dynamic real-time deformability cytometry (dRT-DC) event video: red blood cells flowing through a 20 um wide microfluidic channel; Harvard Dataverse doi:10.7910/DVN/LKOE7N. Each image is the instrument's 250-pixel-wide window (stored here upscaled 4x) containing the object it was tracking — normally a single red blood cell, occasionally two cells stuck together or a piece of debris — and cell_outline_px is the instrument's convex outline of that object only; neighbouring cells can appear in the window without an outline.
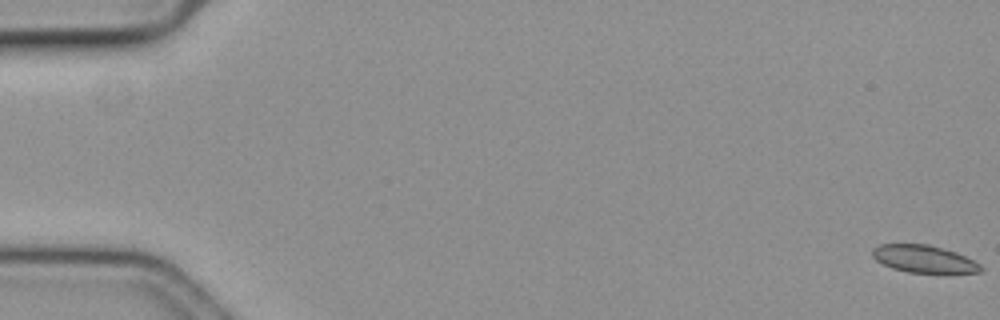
{"species": "common noctule bat (a hibernating species)", "species_latin": "Nyctalus noctula", "temperature_condition": "cold", "stored_images_in_passage": 15, "camera_frame_rate_fps": 3000, "um_per_image_px": 0.085, "animal": {"sex": "female", "body_mass_g": 19.3, "forearm_length_mm": 54.1}, "frame": {"image": 1, "passage_image": 1, "time_ms": 0.0, "image_size_px": [1000, 320], "cell_outline_px": [[984, 272], [948, 276], [944, 276], [908, 272], [892, 268], [876, 260], [872, 256], [872, 248], [880, 244], [928, 244], [956, 252], [980, 264], [984, 268]], "centroid_in_image_um": [78.63, 22.08], "position_along_channel_um": 6.4, "area_um2": 18.26}}